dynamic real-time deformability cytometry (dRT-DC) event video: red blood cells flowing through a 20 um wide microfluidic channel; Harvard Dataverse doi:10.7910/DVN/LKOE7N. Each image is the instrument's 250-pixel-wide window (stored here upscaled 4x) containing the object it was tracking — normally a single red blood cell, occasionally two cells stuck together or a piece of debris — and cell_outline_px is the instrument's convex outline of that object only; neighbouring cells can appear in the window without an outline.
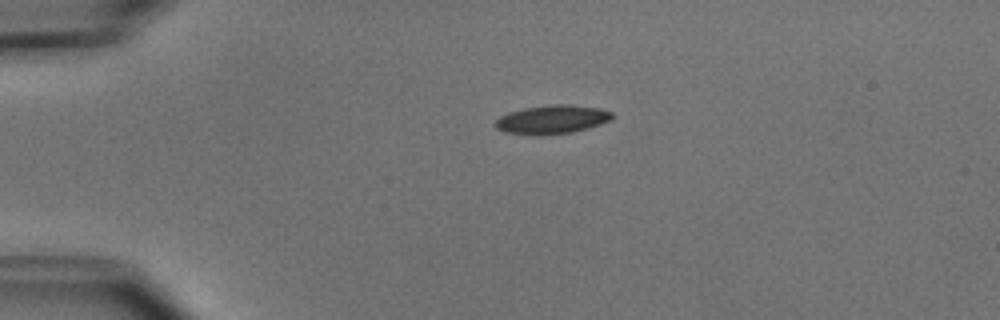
{"species": "common noctule bat (a hibernating species)", "species_latin": "Nyctalus noctula", "temperature_condition": "cold", "stored_images_in_passage": 3, "camera_frame_rate_fps": 3000, "um_per_image_px": 0.085, "animal": {"sex": "male", "body_mass_g": 15.6}, "frame": {"image": 1, "passage_image": 1, "time_ms": 0.0, "image_size_px": [1000, 320], "cell_outline_px": [[616, 116], [612, 120], [600, 124], [572, 132], [540, 136], [504, 132], [496, 128], [492, 124], [500, 116], [508, 112], [524, 108], [548, 104], [568, 104], [600, 108], [612, 112]], "centroid_in_image_um": [46.91, 10.15], "position_along_channel_um": 38.1, "area_um2": 19.88}}
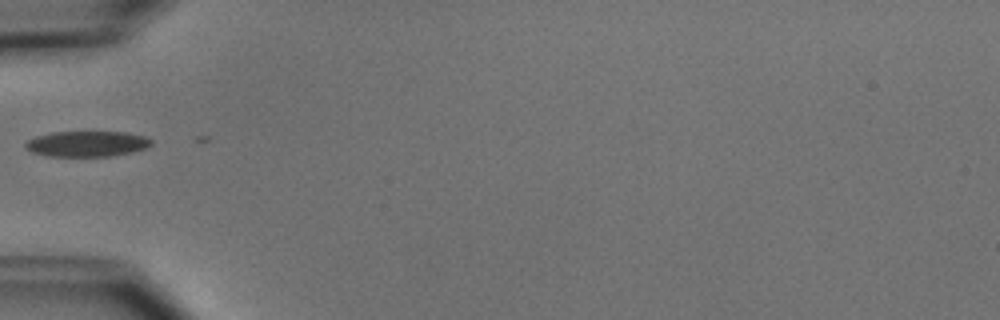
{"frame": {"image": 2, "passage_image": 3, "time_ms": 2.0, "image_size_px": [1000, 320], "cell_outline_px": [[152, 144], [144, 148], [132, 152], [112, 156], [48, 156], [32, 152], [24, 148], [24, 144], [28, 140], [36, 136], [52, 132], [124, 132], [144, 136], [152, 140]], "centroid_in_image_um": [7.36, 12.22], "position_along_channel_um": 77.6, "area_um2": 18.73}}